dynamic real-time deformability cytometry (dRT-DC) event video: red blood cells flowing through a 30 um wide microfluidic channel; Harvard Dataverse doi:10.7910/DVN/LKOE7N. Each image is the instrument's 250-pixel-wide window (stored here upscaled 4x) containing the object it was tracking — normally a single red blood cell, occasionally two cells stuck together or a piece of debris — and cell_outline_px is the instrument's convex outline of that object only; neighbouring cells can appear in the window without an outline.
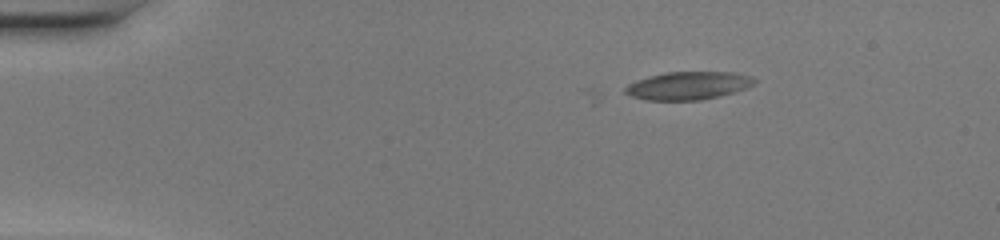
{"species": "common noctule bat (a hibernating species)", "species_latin": "Nyctalus noctula", "temperature_condition": "warm", "stored_images_in_passage": 3, "camera_frame_rate_fps": 3000, "um_per_image_px": 0.085, "animal": {"sex": "female", "body_mass_g": 20.0, "forearm_length_mm": 54.0}, "frame": {"image": 1, "passage_image": 1, "time_ms": 0.0, "image_size_px": [1000, 240], "cell_outline_px": [[756, 80], [748, 88], [700, 100], [644, 100], [632, 96], [624, 92], [624, 88], [628, 84], [636, 80], [648, 76], [664, 72], [736, 72], [752, 76]], "centroid_in_image_um": [58.47, 7.27], "position_along_channel_um": 26.5, "area_um2": 21.04}}